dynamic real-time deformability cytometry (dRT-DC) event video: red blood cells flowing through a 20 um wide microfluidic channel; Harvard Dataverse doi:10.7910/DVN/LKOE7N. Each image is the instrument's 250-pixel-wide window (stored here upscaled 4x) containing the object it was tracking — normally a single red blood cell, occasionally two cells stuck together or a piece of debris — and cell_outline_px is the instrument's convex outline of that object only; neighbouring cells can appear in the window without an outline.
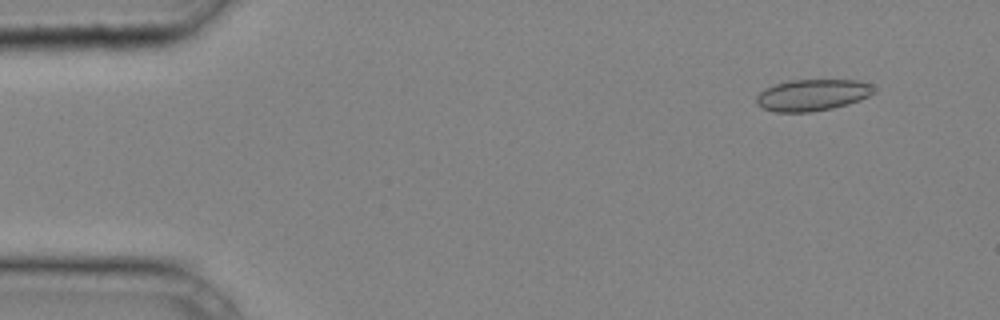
{"species": "common noctule bat (a hibernating species)", "species_latin": "Nyctalus noctula", "temperature_condition": "cold", "stored_images_in_passage": 39, "camera_frame_rate_fps": 3000, "um_per_image_px": 0.085, "animal": {"sex": "male", "body_mass_g": 20.4}, "frame": {"image": 1, "passage_image": 4, "time_ms": 1.0, "image_size_px": [1000, 320], "cell_outline_px": [[876, 92], [860, 100], [848, 104], [832, 108], [812, 112], [776, 112], [760, 108], [756, 104], [756, 96], [764, 88], [788, 80], [860, 80], [872, 84]], "centroid_in_image_um": [69.04, 8.08], "position_along_channel_um": 16.0, "area_um2": 21.85}}
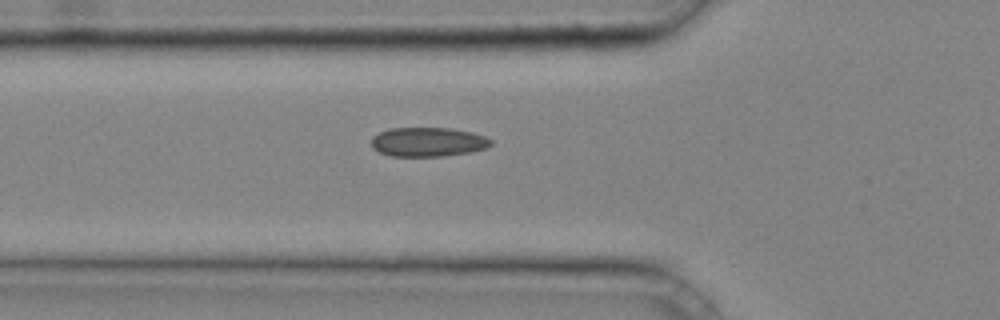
{"frame": {"image": 2, "passage_image": 15, "time_ms": 4.667, "image_size_px": [1000, 320], "cell_outline_px": [[492, 144], [484, 148], [468, 152], [444, 156], [392, 156], [380, 152], [372, 148], [372, 136], [388, 128], [452, 128], [472, 132], [484, 136], [492, 140]], "centroid_in_image_um": [36.36, 12.06], "position_along_channel_um": 89.4, "area_um2": 20.29}}
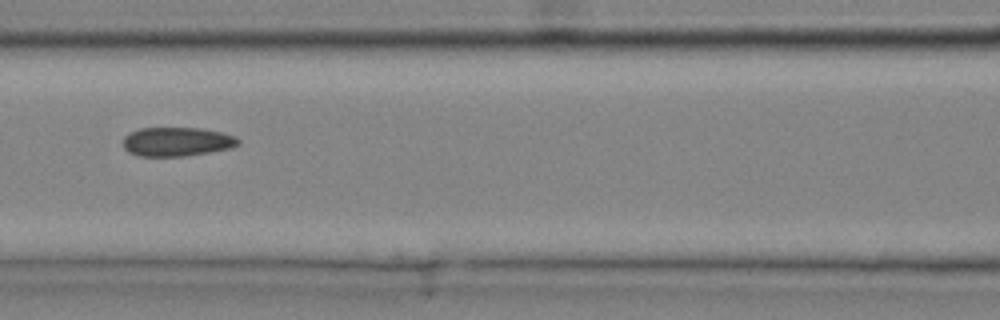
{"frame": {"image": 3, "passage_image": 19, "time_ms": 6.0, "image_size_px": [1000, 320], "cell_outline_px": [[240, 144], [232, 148], [184, 156], [140, 156], [128, 152], [124, 148], [124, 136], [128, 132], [140, 128], [200, 128], [220, 132], [236, 136], [240, 140]], "centroid_in_image_um": [15.04, 12.04], "position_along_channel_um": 151.6, "area_um2": 19.54}}